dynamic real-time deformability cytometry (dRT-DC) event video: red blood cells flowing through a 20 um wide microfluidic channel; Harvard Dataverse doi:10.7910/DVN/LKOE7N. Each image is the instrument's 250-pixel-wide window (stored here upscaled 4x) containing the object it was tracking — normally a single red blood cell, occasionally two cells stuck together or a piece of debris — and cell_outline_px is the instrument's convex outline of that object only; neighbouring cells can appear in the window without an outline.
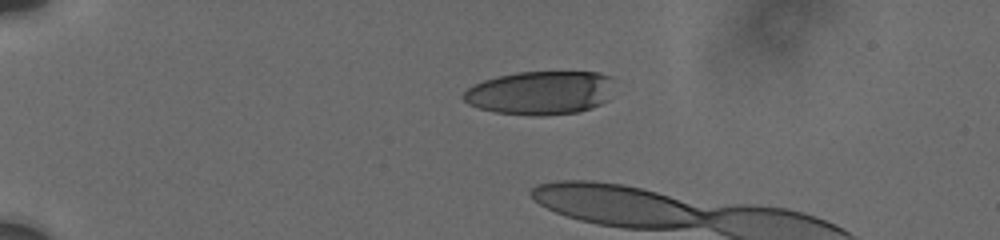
{"species": "human", "species_latin": "Homo sapiens", "temperature_condition": "cold", "stored_images_in_passage": 12, "camera_frame_rate_fps": 3000, "um_per_image_px": 0.085, "donor": {"sex": "male"}, "frame": {"image": 1, "passage_image": 1, "time_ms": 0.0, "image_size_px": [1000, 240], "cell_outline_px": [[612, 76], [608, 100], [592, 108], [576, 112], [540, 116], [532, 116], [496, 112], [480, 108], [468, 104], [464, 100], [464, 92], [468, 88], [484, 80], [496, 76], [520, 72], [596, 72]], "centroid_in_image_um": [45.93, 7.89], "position_along_channel_um": 39.1, "area_um2": 38.15}}